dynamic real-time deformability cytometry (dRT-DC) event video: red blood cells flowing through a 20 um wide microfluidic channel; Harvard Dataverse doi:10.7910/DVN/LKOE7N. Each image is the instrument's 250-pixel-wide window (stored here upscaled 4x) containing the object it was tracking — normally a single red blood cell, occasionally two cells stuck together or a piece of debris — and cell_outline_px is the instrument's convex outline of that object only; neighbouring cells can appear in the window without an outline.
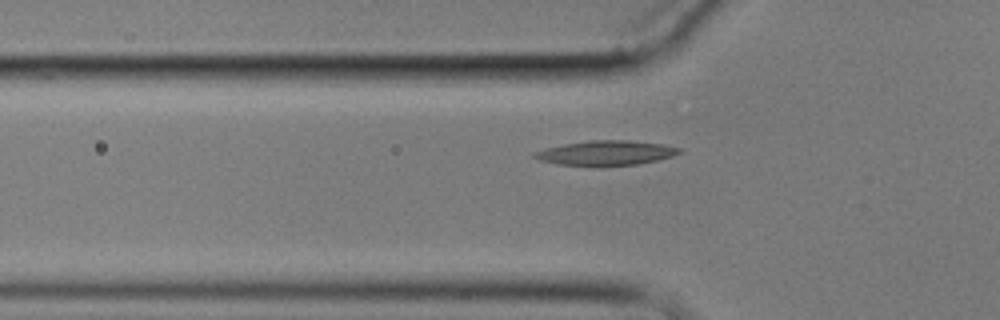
{"species": "common noctule bat (a hibernating species)", "species_latin": "Nyctalus noctula", "temperature_condition": "cold", "stored_images_in_passage": 7, "camera_frame_rate_fps": 3000, "um_per_image_px": 0.085, "animal": {"sex": "male", "body_mass_g": 17.9}, "frame": {"image": 1, "passage_image": 7, "time_ms": 8.667, "image_size_px": [1000, 320], "cell_outline_px": [[684, 152], [672, 156], [656, 160], [636, 164], [600, 168], [596, 168], [556, 164], [540, 160], [532, 156], [532, 152], [544, 148], [564, 144], [592, 140], [628, 140], [664, 144], [680, 148]], "centroid_in_image_um": [51.47, 13.03], "position_along_channel_um": 74.3, "area_um2": 21.5}}